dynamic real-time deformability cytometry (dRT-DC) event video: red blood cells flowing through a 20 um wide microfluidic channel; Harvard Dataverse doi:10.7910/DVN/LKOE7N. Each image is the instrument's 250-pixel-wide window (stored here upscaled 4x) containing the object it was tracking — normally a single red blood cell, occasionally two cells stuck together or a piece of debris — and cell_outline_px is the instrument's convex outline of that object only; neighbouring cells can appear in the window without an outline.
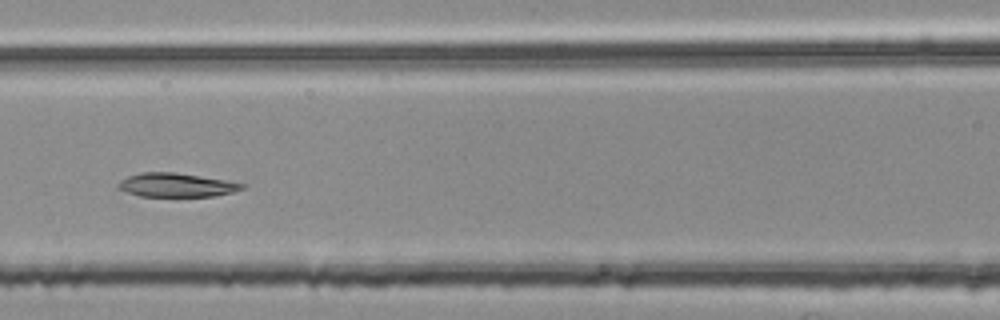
{"species": "common noctule bat (a hibernating species)", "species_latin": "Nyctalus noctula", "temperature_condition": "room temperature", "stored_images_in_passage": 51, "segment_of_instrument_passage": [2, 2], "camera_frame_rate_fps": 3000, "um_per_image_px": 0.085, "animal": {"sex": "female", "body_mass_g": 25.1}, "frame": {"image": 1, "passage_image": 23, "time_ms": 7.333, "image_size_px": [1000, 320], "cell_outline_px": [[248, 184], [244, 188], [232, 192], [216, 196], [140, 196], [116, 188], [116, 184], [120, 180], [128, 176], [144, 172], [176, 172]], "centroid_in_image_um": [14.98, 15.72], "position_along_channel_um": 151.6, "area_um2": 17.17}}
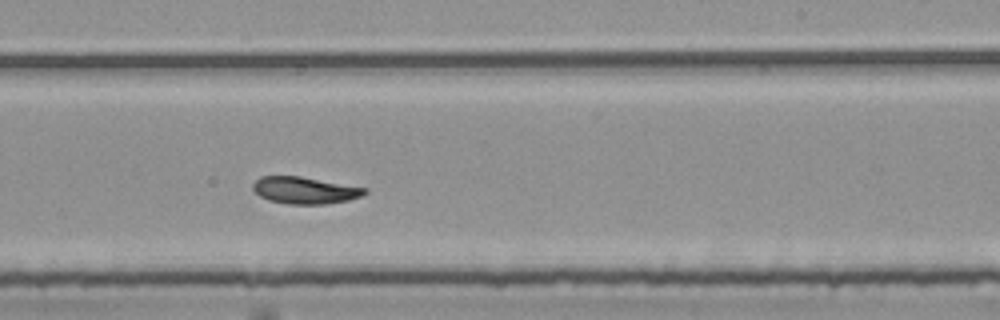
{"frame": {"image": 2, "passage_image": 32, "time_ms": 10.333, "image_size_px": [1000, 320], "cell_outline_px": [[368, 192], [360, 196], [348, 200], [324, 204], [288, 204], [268, 200], [260, 196], [252, 188], [252, 184], [260, 176], [300, 176], [368, 188]], "centroid_in_image_um": [25.9, 16.17], "position_along_channel_um": 263.1, "area_um2": 17.51}}
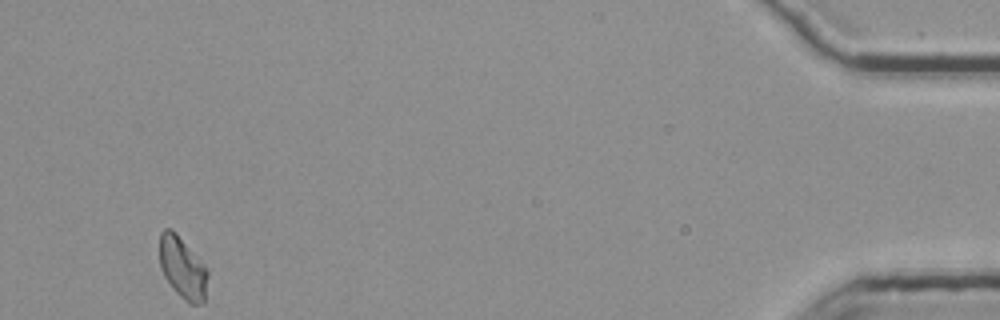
{"frame": {"image": 3, "passage_image": 51, "time_ms": 16.667, "image_size_px": [1000, 320], "cell_outline_px": [[208, 276], [204, 304], [188, 304], [172, 288], [164, 276], [160, 268], [160, 232], [164, 228], [172, 228], [176, 232], [208, 268]], "centroid_in_image_um": [15.53, 22.77], "position_along_channel_um": 419.7, "area_um2": 17.63}}